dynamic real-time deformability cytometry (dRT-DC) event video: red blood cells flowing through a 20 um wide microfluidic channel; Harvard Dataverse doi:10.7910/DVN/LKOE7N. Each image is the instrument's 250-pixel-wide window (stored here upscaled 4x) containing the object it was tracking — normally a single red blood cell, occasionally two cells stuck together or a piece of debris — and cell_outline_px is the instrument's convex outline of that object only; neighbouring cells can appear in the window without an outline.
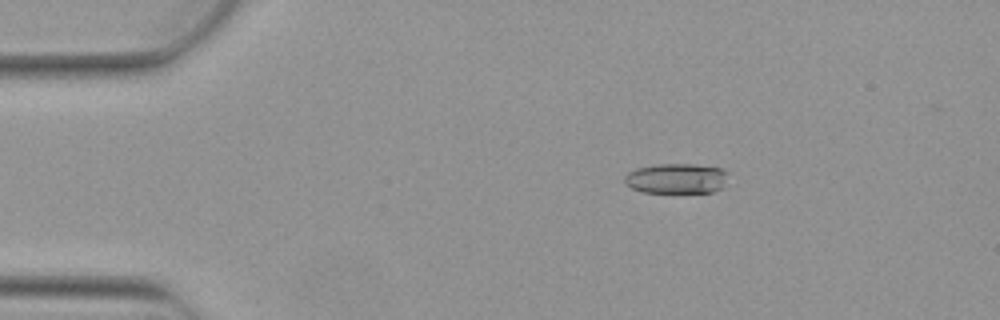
{"species": "Egyptian fruit bat (a non-hibernating species)", "species_latin": "Rousettus aegyptiacus", "temperature_condition": "warm", "stored_images_in_passage": 4, "camera_frame_rate_fps": 3000, "um_per_image_px": 0.085, "animal": {"sex": "female"}, "frame": {"image": 1, "passage_image": 3, "time_ms": 0.667, "image_size_px": [1000, 320], "cell_outline_px": [[728, 172], [724, 188], [712, 192], [644, 192], [632, 188], [624, 180], [624, 176], [628, 172], [636, 168], [656, 164], [692, 164], [720, 168]], "centroid_in_image_um": [57.52, 15.17], "position_along_channel_um": 27.5, "area_um2": 18.21}}